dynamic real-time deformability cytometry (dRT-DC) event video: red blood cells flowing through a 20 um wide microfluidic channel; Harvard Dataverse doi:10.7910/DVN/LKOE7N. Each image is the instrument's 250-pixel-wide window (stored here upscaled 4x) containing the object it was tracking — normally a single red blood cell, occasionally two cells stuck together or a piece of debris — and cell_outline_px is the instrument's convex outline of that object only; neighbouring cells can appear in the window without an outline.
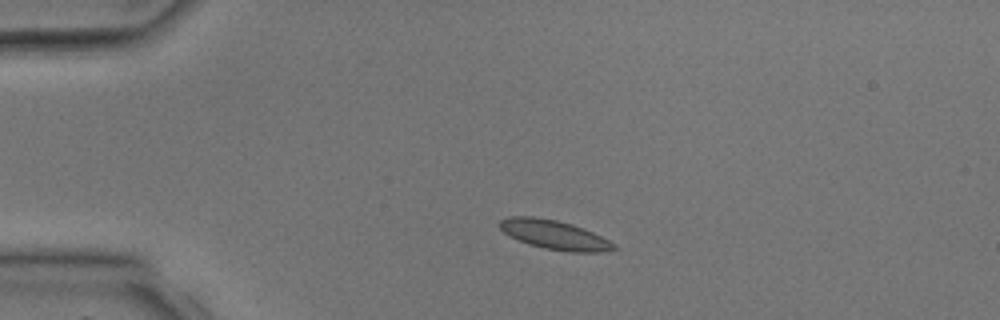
{"species": "common noctule bat (a hibernating species)", "species_latin": "Nyctalus noctula", "temperature_condition": "room temperature", "stored_images_in_passage": 2, "camera_frame_rate_fps": 3000, "um_per_image_px": 0.085, "animal": {"sex": "male", "body_mass_g": 17.9, "forearm_length_mm": 54.2}, "frame": {"image": 1, "passage_image": 1, "time_ms": 0.0, "image_size_px": [1000, 320], "cell_outline_px": [[620, 248], [604, 252], [568, 252], [544, 248], [528, 244], [504, 232], [496, 224], [500, 220], [508, 216], [536, 216], [556, 220], [572, 224], [584, 228], [616, 244]], "centroid_in_image_um": [47.14, 19.95], "position_along_channel_um": 37.9, "area_um2": 19.54}}